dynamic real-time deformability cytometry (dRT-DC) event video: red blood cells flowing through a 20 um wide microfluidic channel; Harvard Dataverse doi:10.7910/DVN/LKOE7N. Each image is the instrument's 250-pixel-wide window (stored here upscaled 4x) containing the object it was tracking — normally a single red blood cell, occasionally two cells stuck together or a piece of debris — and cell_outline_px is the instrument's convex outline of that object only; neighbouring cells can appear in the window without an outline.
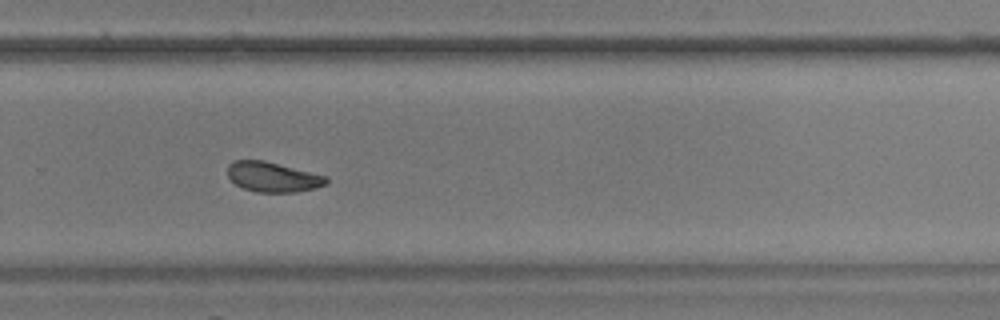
{"species": "common noctule bat (a hibernating species)", "species_latin": "Nyctalus noctula", "temperature_condition": "warm", "stored_images_in_passage": 43, "camera_frame_rate_fps": 3000, "um_per_image_px": 0.085, "animal": {"sex": "male", "body_mass_g": 17.9, "forearm_length_mm": 54.2}, "frame": {"image": 1, "passage_image": 25, "time_ms": 8.0, "image_size_px": [1000, 320], "cell_outline_px": [[328, 184], [316, 188], [296, 192], [256, 192], [244, 188], [236, 184], [228, 176], [228, 164], [236, 160], [264, 160], [328, 176]], "centroid_in_image_um": [23.23, 15.04], "position_along_channel_um": 306.6, "area_um2": 17.28}, "authors_computed_cell_mechanics": {"area_um2": 18.1492, "velocity_mm_per_s": 3.5812, "shape_relaxation_time_tau1_ms": 6.595, "shape_relaxation_time_tau2_ms": 4.1553, "deformation_change_tau1": 0.1848, "deformation_change_tau2": 0.1044}}